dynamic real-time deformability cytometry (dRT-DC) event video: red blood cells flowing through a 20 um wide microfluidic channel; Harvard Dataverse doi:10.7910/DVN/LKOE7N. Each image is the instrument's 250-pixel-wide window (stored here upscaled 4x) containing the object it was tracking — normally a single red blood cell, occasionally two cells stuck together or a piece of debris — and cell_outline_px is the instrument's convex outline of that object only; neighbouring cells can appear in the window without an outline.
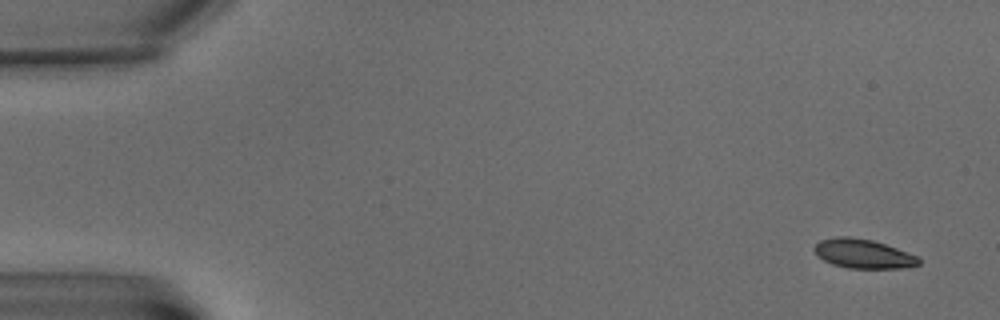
{"species": "common noctule bat (a hibernating species)", "species_latin": "Nyctalus noctula", "temperature_condition": "warm", "stored_images_in_passage": 7, "camera_frame_rate_fps": 3000, "um_per_image_px": 0.085, "animal": {"sex": "male", "body_mass_g": 15.6}, "frame": {"image": 1, "passage_image": 1, "time_ms": 0.0, "image_size_px": [1000, 320], "cell_outline_px": [[920, 264], [904, 268], [848, 268], [832, 264], [816, 256], [812, 248], [820, 240], [836, 236], [848, 236], [872, 240], [896, 248], [916, 256], [920, 260]], "centroid_in_image_um": [73.31, 21.56], "position_along_channel_um": 11.7, "area_um2": 17.74}}
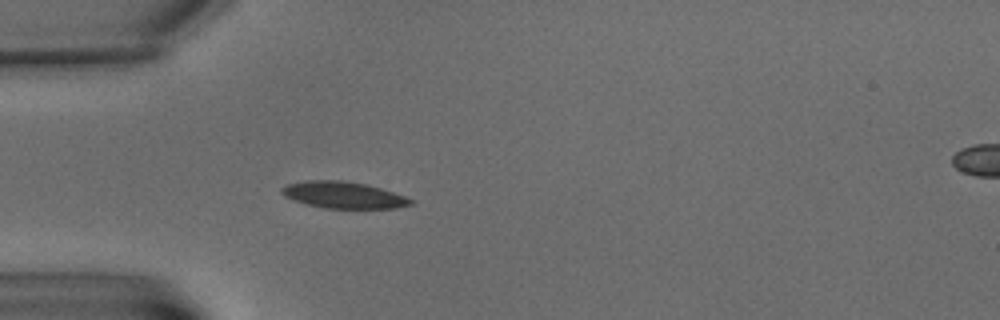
{"frame": {"image": 2, "passage_image": 6, "time_ms": 6.0, "image_size_px": [1000, 320], "cell_outline_px": [[416, 204], [396, 208], [324, 208], [304, 204], [284, 196], [280, 192], [280, 188], [288, 184], [304, 180], [344, 180], [368, 184], [404, 196], [412, 200]], "centroid_in_image_um": [29.17, 16.57], "position_along_channel_um": 55.8, "area_um2": 20.17}}